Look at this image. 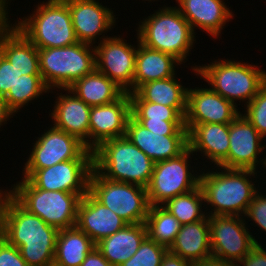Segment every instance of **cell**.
<instances>
[{
	"label": "cell",
	"mask_w": 266,
	"mask_h": 266,
	"mask_svg": "<svg viewBox=\"0 0 266 266\" xmlns=\"http://www.w3.org/2000/svg\"><path fill=\"white\" fill-rule=\"evenodd\" d=\"M125 136L155 163L175 158L188 148V135L153 133L132 115L128 119Z\"/></svg>",
	"instance_id": "19"
},
{
	"label": "cell",
	"mask_w": 266,
	"mask_h": 266,
	"mask_svg": "<svg viewBox=\"0 0 266 266\" xmlns=\"http://www.w3.org/2000/svg\"><path fill=\"white\" fill-rule=\"evenodd\" d=\"M168 251V248L147 236L137 252L120 266H161L162 259Z\"/></svg>",
	"instance_id": "35"
},
{
	"label": "cell",
	"mask_w": 266,
	"mask_h": 266,
	"mask_svg": "<svg viewBox=\"0 0 266 266\" xmlns=\"http://www.w3.org/2000/svg\"><path fill=\"white\" fill-rule=\"evenodd\" d=\"M243 216H209L212 257L237 264L258 241Z\"/></svg>",
	"instance_id": "11"
},
{
	"label": "cell",
	"mask_w": 266,
	"mask_h": 266,
	"mask_svg": "<svg viewBox=\"0 0 266 266\" xmlns=\"http://www.w3.org/2000/svg\"><path fill=\"white\" fill-rule=\"evenodd\" d=\"M175 76L140 85L133 93H129L131 101H148L174 107L185 118L188 88L182 86Z\"/></svg>",
	"instance_id": "28"
},
{
	"label": "cell",
	"mask_w": 266,
	"mask_h": 266,
	"mask_svg": "<svg viewBox=\"0 0 266 266\" xmlns=\"http://www.w3.org/2000/svg\"><path fill=\"white\" fill-rule=\"evenodd\" d=\"M161 8L139 23L136 30L138 40L151 49L171 54L185 63L195 44L196 34L176 6Z\"/></svg>",
	"instance_id": "4"
},
{
	"label": "cell",
	"mask_w": 266,
	"mask_h": 266,
	"mask_svg": "<svg viewBox=\"0 0 266 266\" xmlns=\"http://www.w3.org/2000/svg\"><path fill=\"white\" fill-rule=\"evenodd\" d=\"M191 150L187 148L179 156L154 164L149 185L146 187L150 206H162L169 199L187 193L200 184V175L191 168ZM190 168V169H189ZM192 170V172L190 171Z\"/></svg>",
	"instance_id": "10"
},
{
	"label": "cell",
	"mask_w": 266,
	"mask_h": 266,
	"mask_svg": "<svg viewBox=\"0 0 266 266\" xmlns=\"http://www.w3.org/2000/svg\"><path fill=\"white\" fill-rule=\"evenodd\" d=\"M19 73L8 59L0 52V97H4L13 88Z\"/></svg>",
	"instance_id": "39"
},
{
	"label": "cell",
	"mask_w": 266,
	"mask_h": 266,
	"mask_svg": "<svg viewBox=\"0 0 266 266\" xmlns=\"http://www.w3.org/2000/svg\"><path fill=\"white\" fill-rule=\"evenodd\" d=\"M0 52L22 75H41L38 49L12 24L0 32Z\"/></svg>",
	"instance_id": "24"
},
{
	"label": "cell",
	"mask_w": 266,
	"mask_h": 266,
	"mask_svg": "<svg viewBox=\"0 0 266 266\" xmlns=\"http://www.w3.org/2000/svg\"><path fill=\"white\" fill-rule=\"evenodd\" d=\"M43 3V4H42ZM38 3L30 16L23 17L13 26L37 49L65 47L78 42L71 13L65 0Z\"/></svg>",
	"instance_id": "6"
},
{
	"label": "cell",
	"mask_w": 266,
	"mask_h": 266,
	"mask_svg": "<svg viewBox=\"0 0 266 266\" xmlns=\"http://www.w3.org/2000/svg\"><path fill=\"white\" fill-rule=\"evenodd\" d=\"M88 191L127 224L145 223L150 207L146 188L106 179L92 168Z\"/></svg>",
	"instance_id": "9"
},
{
	"label": "cell",
	"mask_w": 266,
	"mask_h": 266,
	"mask_svg": "<svg viewBox=\"0 0 266 266\" xmlns=\"http://www.w3.org/2000/svg\"><path fill=\"white\" fill-rule=\"evenodd\" d=\"M95 246L93 240L77 226L59 230L53 264L80 266Z\"/></svg>",
	"instance_id": "30"
},
{
	"label": "cell",
	"mask_w": 266,
	"mask_h": 266,
	"mask_svg": "<svg viewBox=\"0 0 266 266\" xmlns=\"http://www.w3.org/2000/svg\"><path fill=\"white\" fill-rule=\"evenodd\" d=\"M220 60L204 66H193L192 70L208 82L213 91L234 105L237 106V100L246 101L247 105L266 84V72L245 62Z\"/></svg>",
	"instance_id": "5"
},
{
	"label": "cell",
	"mask_w": 266,
	"mask_h": 266,
	"mask_svg": "<svg viewBox=\"0 0 266 266\" xmlns=\"http://www.w3.org/2000/svg\"><path fill=\"white\" fill-rule=\"evenodd\" d=\"M126 225L127 223L120 216L100 203L89 191L81 198L76 226L95 244Z\"/></svg>",
	"instance_id": "20"
},
{
	"label": "cell",
	"mask_w": 266,
	"mask_h": 266,
	"mask_svg": "<svg viewBox=\"0 0 266 266\" xmlns=\"http://www.w3.org/2000/svg\"><path fill=\"white\" fill-rule=\"evenodd\" d=\"M80 266H112L95 247Z\"/></svg>",
	"instance_id": "42"
},
{
	"label": "cell",
	"mask_w": 266,
	"mask_h": 266,
	"mask_svg": "<svg viewBox=\"0 0 266 266\" xmlns=\"http://www.w3.org/2000/svg\"><path fill=\"white\" fill-rule=\"evenodd\" d=\"M243 114L260 135L266 133V84L260 89Z\"/></svg>",
	"instance_id": "36"
},
{
	"label": "cell",
	"mask_w": 266,
	"mask_h": 266,
	"mask_svg": "<svg viewBox=\"0 0 266 266\" xmlns=\"http://www.w3.org/2000/svg\"><path fill=\"white\" fill-rule=\"evenodd\" d=\"M215 167L223 170L218 172L216 169V172L207 171V173L199 174V185L203 191L205 203L211 205L210 209L212 210L206 212L207 215L244 216L254 195L259 190L250 179L252 176L253 178L257 176V171Z\"/></svg>",
	"instance_id": "2"
},
{
	"label": "cell",
	"mask_w": 266,
	"mask_h": 266,
	"mask_svg": "<svg viewBox=\"0 0 266 266\" xmlns=\"http://www.w3.org/2000/svg\"><path fill=\"white\" fill-rule=\"evenodd\" d=\"M261 145V135L243 113H240L229 124L228 156L218 166L256 171L260 162H262V167L265 168L264 159H259V154L263 152Z\"/></svg>",
	"instance_id": "15"
},
{
	"label": "cell",
	"mask_w": 266,
	"mask_h": 266,
	"mask_svg": "<svg viewBox=\"0 0 266 266\" xmlns=\"http://www.w3.org/2000/svg\"><path fill=\"white\" fill-rule=\"evenodd\" d=\"M71 13L72 24L78 42L93 45L103 33L112 30L114 12L96 0H65Z\"/></svg>",
	"instance_id": "18"
},
{
	"label": "cell",
	"mask_w": 266,
	"mask_h": 266,
	"mask_svg": "<svg viewBox=\"0 0 266 266\" xmlns=\"http://www.w3.org/2000/svg\"><path fill=\"white\" fill-rule=\"evenodd\" d=\"M93 159H74L38 170H22L24 179L46 191H64L83 197L89 189Z\"/></svg>",
	"instance_id": "13"
},
{
	"label": "cell",
	"mask_w": 266,
	"mask_h": 266,
	"mask_svg": "<svg viewBox=\"0 0 266 266\" xmlns=\"http://www.w3.org/2000/svg\"><path fill=\"white\" fill-rule=\"evenodd\" d=\"M205 199L200 185L181 195L169 199L162 206L166 208L182 225L205 219L208 215L202 211Z\"/></svg>",
	"instance_id": "32"
},
{
	"label": "cell",
	"mask_w": 266,
	"mask_h": 266,
	"mask_svg": "<svg viewBox=\"0 0 266 266\" xmlns=\"http://www.w3.org/2000/svg\"><path fill=\"white\" fill-rule=\"evenodd\" d=\"M9 0H0V32L3 31L9 24L10 20L8 21V7ZM7 4V5H6Z\"/></svg>",
	"instance_id": "45"
},
{
	"label": "cell",
	"mask_w": 266,
	"mask_h": 266,
	"mask_svg": "<svg viewBox=\"0 0 266 266\" xmlns=\"http://www.w3.org/2000/svg\"><path fill=\"white\" fill-rule=\"evenodd\" d=\"M192 262L182 259L180 256L174 255L169 251L162 259L161 266H191Z\"/></svg>",
	"instance_id": "43"
},
{
	"label": "cell",
	"mask_w": 266,
	"mask_h": 266,
	"mask_svg": "<svg viewBox=\"0 0 266 266\" xmlns=\"http://www.w3.org/2000/svg\"><path fill=\"white\" fill-rule=\"evenodd\" d=\"M59 230L29 213L8 192L0 203V236L17 247L29 266L54 262Z\"/></svg>",
	"instance_id": "1"
},
{
	"label": "cell",
	"mask_w": 266,
	"mask_h": 266,
	"mask_svg": "<svg viewBox=\"0 0 266 266\" xmlns=\"http://www.w3.org/2000/svg\"><path fill=\"white\" fill-rule=\"evenodd\" d=\"M0 266H29L19 249L0 236Z\"/></svg>",
	"instance_id": "40"
},
{
	"label": "cell",
	"mask_w": 266,
	"mask_h": 266,
	"mask_svg": "<svg viewBox=\"0 0 266 266\" xmlns=\"http://www.w3.org/2000/svg\"><path fill=\"white\" fill-rule=\"evenodd\" d=\"M6 192H7V190L2 191V190L0 189V203H1V200H2L3 195H4Z\"/></svg>",
	"instance_id": "48"
},
{
	"label": "cell",
	"mask_w": 266,
	"mask_h": 266,
	"mask_svg": "<svg viewBox=\"0 0 266 266\" xmlns=\"http://www.w3.org/2000/svg\"><path fill=\"white\" fill-rule=\"evenodd\" d=\"M41 77L51 90L70 87L95 68V47L77 42L65 47L38 49Z\"/></svg>",
	"instance_id": "8"
},
{
	"label": "cell",
	"mask_w": 266,
	"mask_h": 266,
	"mask_svg": "<svg viewBox=\"0 0 266 266\" xmlns=\"http://www.w3.org/2000/svg\"><path fill=\"white\" fill-rule=\"evenodd\" d=\"M237 108L210 87L188 88L185 125L230 124L241 113Z\"/></svg>",
	"instance_id": "17"
},
{
	"label": "cell",
	"mask_w": 266,
	"mask_h": 266,
	"mask_svg": "<svg viewBox=\"0 0 266 266\" xmlns=\"http://www.w3.org/2000/svg\"><path fill=\"white\" fill-rule=\"evenodd\" d=\"M261 245L256 244L236 266H266V250Z\"/></svg>",
	"instance_id": "41"
},
{
	"label": "cell",
	"mask_w": 266,
	"mask_h": 266,
	"mask_svg": "<svg viewBox=\"0 0 266 266\" xmlns=\"http://www.w3.org/2000/svg\"><path fill=\"white\" fill-rule=\"evenodd\" d=\"M188 130V148L200 152L218 166L229 151V124L208 123L185 125Z\"/></svg>",
	"instance_id": "23"
},
{
	"label": "cell",
	"mask_w": 266,
	"mask_h": 266,
	"mask_svg": "<svg viewBox=\"0 0 266 266\" xmlns=\"http://www.w3.org/2000/svg\"><path fill=\"white\" fill-rule=\"evenodd\" d=\"M135 119L153 133L163 135H188L185 121L150 120V118Z\"/></svg>",
	"instance_id": "37"
},
{
	"label": "cell",
	"mask_w": 266,
	"mask_h": 266,
	"mask_svg": "<svg viewBox=\"0 0 266 266\" xmlns=\"http://www.w3.org/2000/svg\"><path fill=\"white\" fill-rule=\"evenodd\" d=\"M265 138H266V133L265 134H262L261 135V141H265ZM266 148V145H261V150H264ZM264 159V161H265V168H266V156L263 158Z\"/></svg>",
	"instance_id": "47"
},
{
	"label": "cell",
	"mask_w": 266,
	"mask_h": 266,
	"mask_svg": "<svg viewBox=\"0 0 266 266\" xmlns=\"http://www.w3.org/2000/svg\"><path fill=\"white\" fill-rule=\"evenodd\" d=\"M146 237L145 223L127 224L95 247L112 266H120L137 252Z\"/></svg>",
	"instance_id": "26"
},
{
	"label": "cell",
	"mask_w": 266,
	"mask_h": 266,
	"mask_svg": "<svg viewBox=\"0 0 266 266\" xmlns=\"http://www.w3.org/2000/svg\"><path fill=\"white\" fill-rule=\"evenodd\" d=\"M131 115L134 118H150V120L185 121L174 107L148 101H131Z\"/></svg>",
	"instance_id": "34"
},
{
	"label": "cell",
	"mask_w": 266,
	"mask_h": 266,
	"mask_svg": "<svg viewBox=\"0 0 266 266\" xmlns=\"http://www.w3.org/2000/svg\"><path fill=\"white\" fill-rule=\"evenodd\" d=\"M12 187L7 192L24 209L39 216L49 226L57 230L76 226L82 198L79 194L39 189L24 178Z\"/></svg>",
	"instance_id": "7"
},
{
	"label": "cell",
	"mask_w": 266,
	"mask_h": 266,
	"mask_svg": "<svg viewBox=\"0 0 266 266\" xmlns=\"http://www.w3.org/2000/svg\"><path fill=\"white\" fill-rule=\"evenodd\" d=\"M23 170H38L74 159H93V151L75 136L52 126L33 143Z\"/></svg>",
	"instance_id": "12"
},
{
	"label": "cell",
	"mask_w": 266,
	"mask_h": 266,
	"mask_svg": "<svg viewBox=\"0 0 266 266\" xmlns=\"http://www.w3.org/2000/svg\"><path fill=\"white\" fill-rule=\"evenodd\" d=\"M176 3L193 32L199 27L215 38L234 16L223 0H176Z\"/></svg>",
	"instance_id": "22"
},
{
	"label": "cell",
	"mask_w": 266,
	"mask_h": 266,
	"mask_svg": "<svg viewBox=\"0 0 266 266\" xmlns=\"http://www.w3.org/2000/svg\"><path fill=\"white\" fill-rule=\"evenodd\" d=\"M191 266H236V264L215 257H209L207 259L194 261L192 262Z\"/></svg>",
	"instance_id": "44"
},
{
	"label": "cell",
	"mask_w": 266,
	"mask_h": 266,
	"mask_svg": "<svg viewBox=\"0 0 266 266\" xmlns=\"http://www.w3.org/2000/svg\"><path fill=\"white\" fill-rule=\"evenodd\" d=\"M13 115L14 113L8 108L7 103L5 102L3 97H0V127L4 125L7 120H10L11 117L13 118Z\"/></svg>",
	"instance_id": "46"
},
{
	"label": "cell",
	"mask_w": 266,
	"mask_h": 266,
	"mask_svg": "<svg viewBox=\"0 0 266 266\" xmlns=\"http://www.w3.org/2000/svg\"><path fill=\"white\" fill-rule=\"evenodd\" d=\"M137 42L133 92L144 83L174 76L175 66L183 64L171 54L141 44L138 37Z\"/></svg>",
	"instance_id": "25"
},
{
	"label": "cell",
	"mask_w": 266,
	"mask_h": 266,
	"mask_svg": "<svg viewBox=\"0 0 266 266\" xmlns=\"http://www.w3.org/2000/svg\"><path fill=\"white\" fill-rule=\"evenodd\" d=\"M130 116L131 99L127 92L112 103L91 107L89 149L93 151L106 140L124 137Z\"/></svg>",
	"instance_id": "16"
},
{
	"label": "cell",
	"mask_w": 266,
	"mask_h": 266,
	"mask_svg": "<svg viewBox=\"0 0 266 266\" xmlns=\"http://www.w3.org/2000/svg\"><path fill=\"white\" fill-rule=\"evenodd\" d=\"M51 92L44 83L41 75H21L13 88L3 97L8 108L14 113L27 106L30 101L37 99L41 94ZM19 110V111H18Z\"/></svg>",
	"instance_id": "33"
},
{
	"label": "cell",
	"mask_w": 266,
	"mask_h": 266,
	"mask_svg": "<svg viewBox=\"0 0 266 266\" xmlns=\"http://www.w3.org/2000/svg\"><path fill=\"white\" fill-rule=\"evenodd\" d=\"M168 250L190 262L212 257L209 216L203 220L182 225Z\"/></svg>",
	"instance_id": "27"
},
{
	"label": "cell",
	"mask_w": 266,
	"mask_h": 266,
	"mask_svg": "<svg viewBox=\"0 0 266 266\" xmlns=\"http://www.w3.org/2000/svg\"><path fill=\"white\" fill-rule=\"evenodd\" d=\"M250 221H254L256 226L266 232V195H263L260 190L254 195L250 202L247 211L244 215Z\"/></svg>",
	"instance_id": "38"
},
{
	"label": "cell",
	"mask_w": 266,
	"mask_h": 266,
	"mask_svg": "<svg viewBox=\"0 0 266 266\" xmlns=\"http://www.w3.org/2000/svg\"><path fill=\"white\" fill-rule=\"evenodd\" d=\"M90 107L105 105L118 100L125 91L96 68L68 87Z\"/></svg>",
	"instance_id": "29"
},
{
	"label": "cell",
	"mask_w": 266,
	"mask_h": 266,
	"mask_svg": "<svg viewBox=\"0 0 266 266\" xmlns=\"http://www.w3.org/2000/svg\"><path fill=\"white\" fill-rule=\"evenodd\" d=\"M63 90L67 91L66 95L62 92L58 94L50 115L54 121L53 126L75 136L89 149L91 107L68 88Z\"/></svg>",
	"instance_id": "21"
},
{
	"label": "cell",
	"mask_w": 266,
	"mask_h": 266,
	"mask_svg": "<svg viewBox=\"0 0 266 266\" xmlns=\"http://www.w3.org/2000/svg\"><path fill=\"white\" fill-rule=\"evenodd\" d=\"M155 162L126 136L109 139L93 150V168L106 179L149 185Z\"/></svg>",
	"instance_id": "3"
},
{
	"label": "cell",
	"mask_w": 266,
	"mask_h": 266,
	"mask_svg": "<svg viewBox=\"0 0 266 266\" xmlns=\"http://www.w3.org/2000/svg\"><path fill=\"white\" fill-rule=\"evenodd\" d=\"M103 35L98 46H94L96 69L125 92L133 93L137 47L127 43L120 36Z\"/></svg>",
	"instance_id": "14"
},
{
	"label": "cell",
	"mask_w": 266,
	"mask_h": 266,
	"mask_svg": "<svg viewBox=\"0 0 266 266\" xmlns=\"http://www.w3.org/2000/svg\"><path fill=\"white\" fill-rule=\"evenodd\" d=\"M147 236L157 244L170 248L182 224L163 206H150L145 221Z\"/></svg>",
	"instance_id": "31"
}]
</instances>
